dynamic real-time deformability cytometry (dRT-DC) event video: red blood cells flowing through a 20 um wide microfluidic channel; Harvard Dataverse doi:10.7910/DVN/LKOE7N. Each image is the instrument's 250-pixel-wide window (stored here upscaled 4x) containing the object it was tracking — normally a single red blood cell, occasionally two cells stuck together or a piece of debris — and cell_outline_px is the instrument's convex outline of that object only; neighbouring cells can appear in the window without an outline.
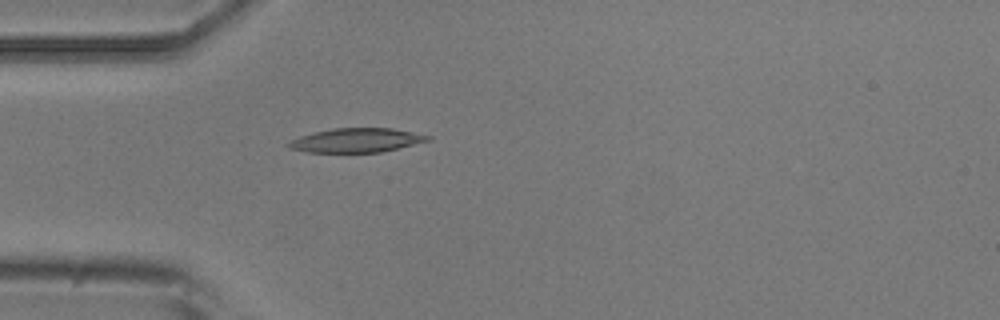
{"species": "common noctule bat (a hibernating species)", "species_latin": "Nyctalus noctula", "temperature_condition": "room temperature", "stored_images_in_passage": 5, "camera_frame_rate_fps": 3000, "um_per_image_px": 0.085, "animal": {"sex": "male", "body_mass_g": 20.5, "forearm_length_mm": 52.5}, "frame": {"image": 1, "passage_image": 5, "time_ms": 4.667, "image_size_px": [1000, 320], "cell_outline_px": [[432, 140], [380, 152], [308, 152], [288, 148], [284, 144], [300, 136], [316, 132], [336, 128], [392, 128], [432, 136]], "centroid_in_image_um": [30.3, 11.92], "position_along_channel_um": 54.7, "area_um2": 19.42}}